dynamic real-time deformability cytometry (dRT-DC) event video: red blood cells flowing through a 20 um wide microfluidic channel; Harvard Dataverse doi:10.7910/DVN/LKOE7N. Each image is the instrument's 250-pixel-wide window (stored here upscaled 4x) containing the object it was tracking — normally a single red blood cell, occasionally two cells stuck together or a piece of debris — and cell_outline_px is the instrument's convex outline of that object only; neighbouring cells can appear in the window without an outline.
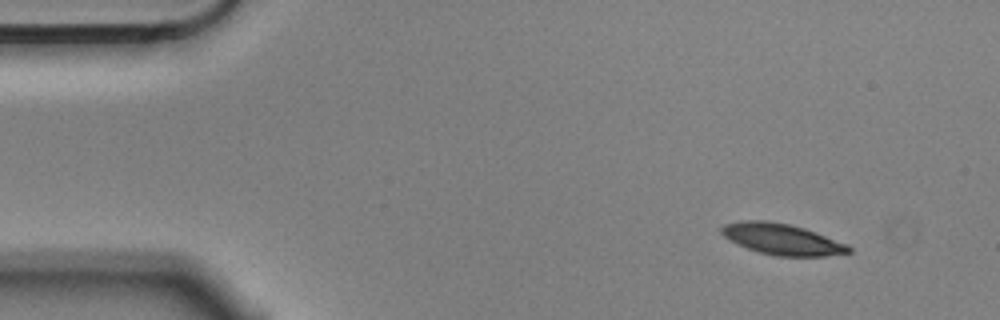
{"species": "Egyptian fruit bat (a non-hibernating species)", "species_latin": "Rousettus aegyptiacus", "temperature_condition": "cold", "stored_images_in_passage": 7, "camera_frame_rate_fps": 3000, "um_per_image_px": 0.085, "animal": {"sex": "male"}, "frame": {"image": 1, "passage_image": 1, "time_ms": 0.0, "image_size_px": [1000, 320], "cell_outline_px": [[852, 252], [824, 256], [776, 256], [760, 252], [736, 244], [728, 240], [720, 232], [720, 228], [724, 224], [744, 220], [764, 220], [788, 224], [804, 228], [848, 244], [852, 248]], "centroid_in_image_um": [66.46, 20.33], "position_along_channel_um": 18.5, "area_um2": 23.0}}
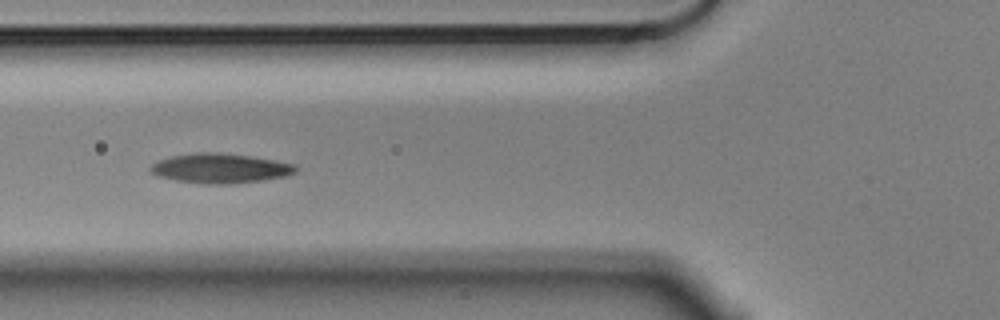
{"frame": {"image": 2, "passage_image": 5, "time_ms": 1.333, "image_size_px": [1000, 320], "cell_outline_px": [[296, 172], [284, 176], [236, 184], [208, 184], [176, 180], [160, 176], [152, 172], [148, 168], [152, 164], [160, 160], [172, 156], [196, 152], [216, 152], [248, 156], [296, 164]], "centroid_in_image_um": [18.71, 14.3], "position_along_channel_um": 107.1, "area_um2": 24.74}}
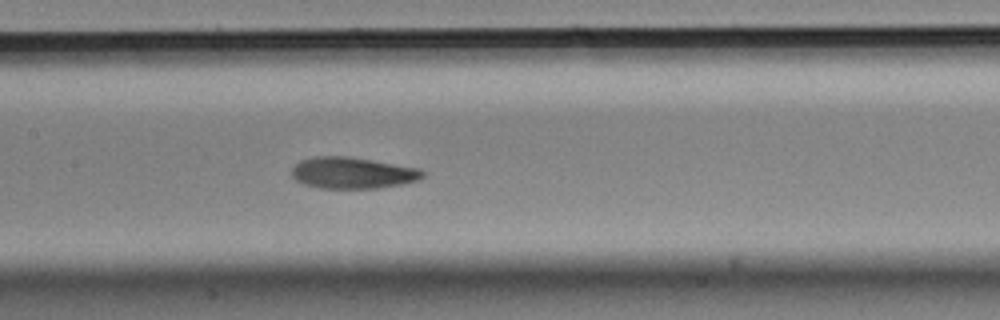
{"frame": {"image": 3, "passage_image": 7, "time_ms": 2.0, "image_size_px": [1000, 320], "cell_outline_px": [[424, 176], [420, 180], [400, 184], [376, 188], [320, 188], [304, 184], [296, 180], [292, 176], [292, 168], [300, 160], [316, 156], [348, 156], [420, 168], [424, 172]], "centroid_in_image_um": [29.97, 14.69], "position_along_channel_um": 177.4, "area_um2": 23.93}}